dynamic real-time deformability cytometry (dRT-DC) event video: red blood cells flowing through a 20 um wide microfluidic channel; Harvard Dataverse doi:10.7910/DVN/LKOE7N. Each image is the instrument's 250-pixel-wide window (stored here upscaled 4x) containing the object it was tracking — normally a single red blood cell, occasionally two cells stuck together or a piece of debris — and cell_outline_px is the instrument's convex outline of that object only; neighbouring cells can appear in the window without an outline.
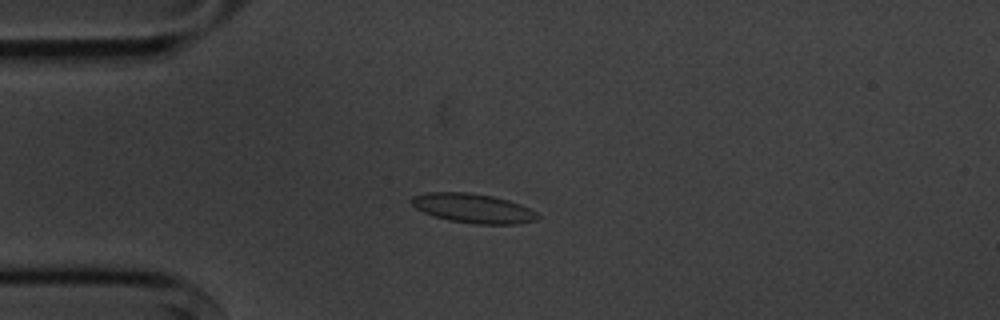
{"species": "common noctule bat (a hibernating species)", "species_latin": "Nyctalus noctula", "temperature_condition": "cold", "stored_images_in_passage": 6, "camera_frame_rate_fps": 3000, "um_per_image_px": 0.085, "animal": {"sex": "male", "body_mass_g": 20.1, "forearm_length_mm": 53.5}, "frame": {"image": 1, "passage_image": 4, "time_ms": 3.667, "image_size_px": [1000, 320], "cell_outline_px": [[540, 216], [536, 220], [520, 224], [476, 224], [448, 220], [424, 212], [416, 208], [412, 204], [412, 196], [428, 192], [468, 192], [492, 196], [508, 200], [520, 204], [536, 212]], "centroid_in_image_um": [40.24, 17.7], "position_along_channel_um": 44.8, "area_um2": 21.44}}
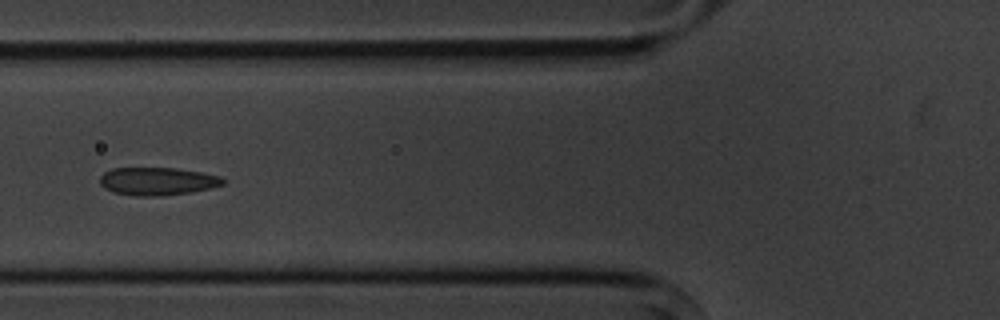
{"frame": {"image": 2, "passage_image": 6, "time_ms": 6.0, "image_size_px": [1000, 320], "cell_outline_px": [[224, 184], [212, 188], [192, 192], [160, 196], [132, 196], [112, 192], [104, 188], [100, 184], [100, 176], [104, 172], [112, 168], [176, 168], [200, 172], [220, 176], [224, 180]], "centroid_in_image_um": [13.36, 15.41], "position_along_channel_um": 112.4, "area_um2": 20.17}}